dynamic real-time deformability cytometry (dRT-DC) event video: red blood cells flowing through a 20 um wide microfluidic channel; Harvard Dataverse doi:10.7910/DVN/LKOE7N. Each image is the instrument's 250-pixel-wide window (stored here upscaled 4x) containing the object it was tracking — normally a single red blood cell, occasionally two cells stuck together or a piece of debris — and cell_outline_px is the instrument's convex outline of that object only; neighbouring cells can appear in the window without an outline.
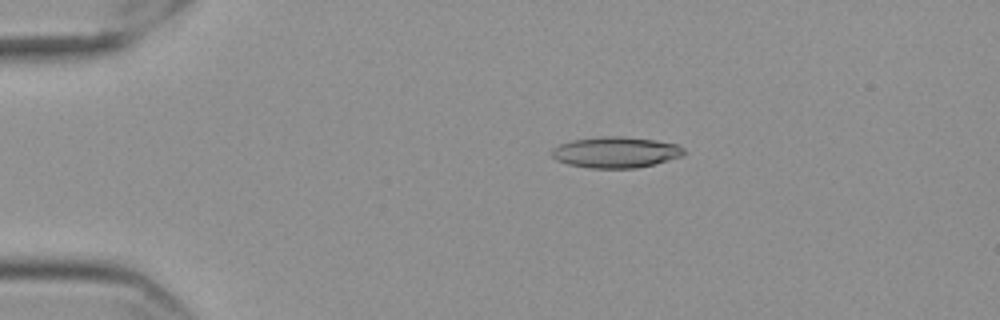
{"species": "Egyptian fruit bat (a non-hibernating species)", "species_latin": "Rousettus aegyptiacus", "temperature_condition": "cold", "stored_images_in_passage": 57, "camera_frame_rate_fps": 3000, "um_per_image_px": 0.085, "frame": {"image": 1, "passage_image": 12, "time_ms": 3.667, "image_size_px": [1000, 320], "cell_outline_px": [[688, 152], [680, 156], [656, 164], [636, 168], [588, 168], [568, 164], [556, 160], [552, 156], [552, 148], [560, 144], [572, 140], [600, 136], [624, 136], [656, 140], [676, 144], [684, 148]], "centroid_in_image_um": [52.35, 12.94], "position_along_channel_um": 32.7, "area_um2": 24.04}}
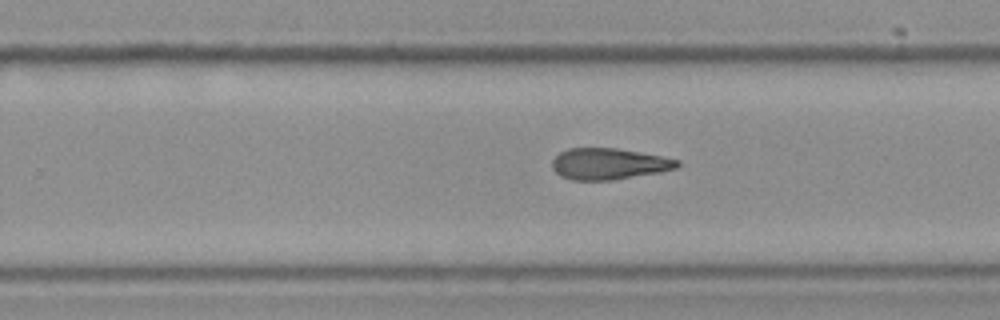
{"frame": {"image": 2, "passage_image": 37, "time_ms": 12.0, "image_size_px": [1000, 320], "cell_outline_px": [[680, 164], [676, 168], [660, 172], [612, 180], [572, 180], [560, 176], [552, 168], [552, 160], [560, 152], [568, 148], [616, 148], [640, 152], [680, 160]], "centroid_in_image_um": [51.73, 13.93], "position_along_channel_um": 278.1, "area_um2": 22.77}}
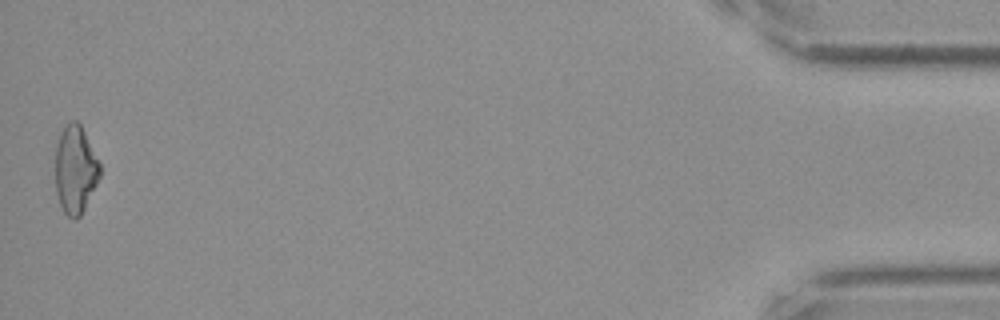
{"frame": {"image": 3, "passage_image": 57, "time_ms": 18.667, "image_size_px": [1000, 320], "cell_outline_px": [[100, 176], [80, 216], [76, 220], [68, 216], [64, 212], [60, 204], [56, 192], [56, 144], [68, 120], [76, 120], [80, 124], [100, 164]], "centroid_in_image_um": [6.39, 14.41], "position_along_channel_um": 428.8, "area_um2": 22.43}}